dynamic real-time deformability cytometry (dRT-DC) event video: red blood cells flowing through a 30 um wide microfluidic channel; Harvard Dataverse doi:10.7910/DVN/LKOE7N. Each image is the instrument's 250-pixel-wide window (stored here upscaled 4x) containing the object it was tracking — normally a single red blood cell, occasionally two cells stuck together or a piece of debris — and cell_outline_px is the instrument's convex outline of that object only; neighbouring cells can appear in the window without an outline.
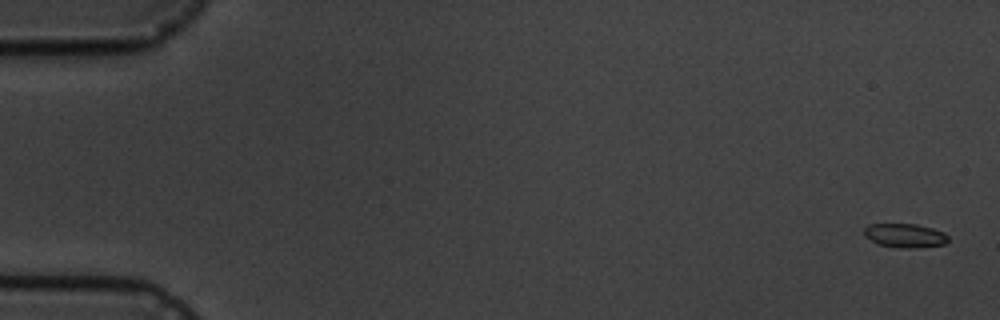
{"species": "common noctule bat (a hibernating species)", "species_latin": "Nyctalus noctula", "temperature_condition": "cold", "stored_images_in_passage": 7, "camera_frame_rate_fps": 3000, "um_per_image_px": 0.085, "animal": {"sex": "male", "body_mass_g": 19.5, "forearm_length_mm": 54.6}, "frame": {"image": 1, "passage_image": 1, "time_ms": 0.0, "image_size_px": [1000, 320], "cell_outline_px": [[948, 240], [944, 244], [916, 248], [900, 248], [876, 244], [864, 236], [864, 228], [868, 224], [916, 224], [932, 228], [944, 232], [948, 236]], "centroid_in_image_um": [76.89, 20.02], "position_along_channel_um": 8.1, "area_um2": 11.85}}
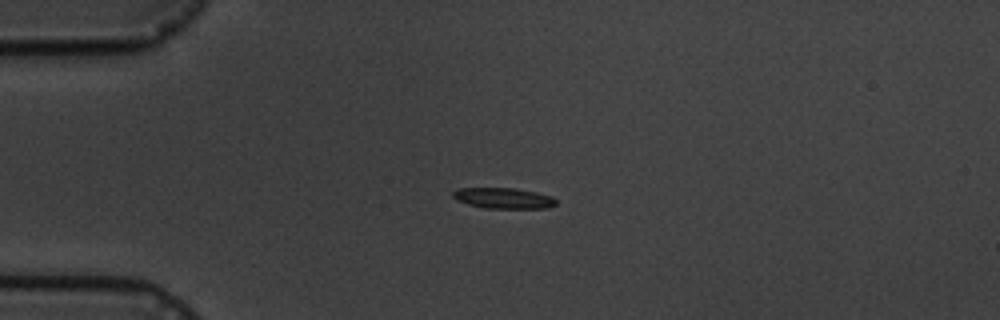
{"frame": {"image": 2, "passage_image": 5, "time_ms": 4.333, "image_size_px": [1000, 320], "cell_outline_px": [[556, 204], [548, 208], [484, 208], [468, 204], [456, 200], [452, 196], [452, 192], [456, 188], [516, 188], [536, 192], [552, 196], [556, 200]], "centroid_in_image_um": [42.78, 16.84], "position_along_channel_um": 42.2, "area_um2": 12.54}}
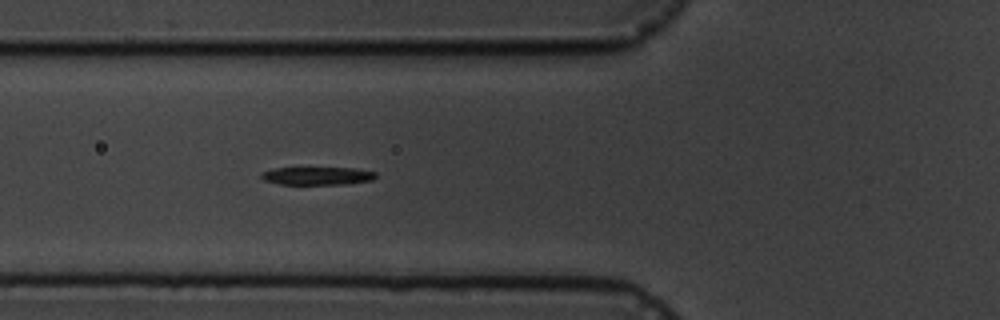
{"frame": {"image": 3, "passage_image": 7, "time_ms": 6.667, "image_size_px": [1000, 320], "cell_outline_px": [[376, 176], [372, 180], [348, 184], [280, 184], [264, 180], [260, 176], [260, 172], [272, 168], [356, 168], [376, 172]], "centroid_in_image_um": [26.96, 14.94], "position_along_channel_um": 98.8, "area_um2": 12.02}}